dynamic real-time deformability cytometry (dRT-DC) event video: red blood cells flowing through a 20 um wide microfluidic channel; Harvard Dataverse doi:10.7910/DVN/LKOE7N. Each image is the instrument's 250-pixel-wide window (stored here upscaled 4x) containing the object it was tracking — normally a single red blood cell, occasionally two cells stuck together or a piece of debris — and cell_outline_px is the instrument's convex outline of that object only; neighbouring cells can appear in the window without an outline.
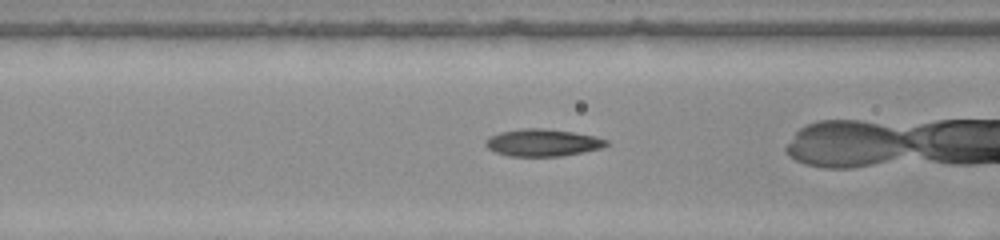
{"species": "common noctule bat (a hibernating species)", "species_latin": "Nyctalus noctula", "temperature_condition": "warm", "stored_images_in_passage": 36, "camera_frame_rate_fps": 3000, "um_per_image_px": 0.085, "animal": {"sex": "female", "body_mass_g": 22.0, "forearm_length_mm": 56.7}, "frame": {"image": 1, "passage_image": 16, "time_ms": 5.0, "image_size_px": [1000, 240], "cell_outline_px": [[608, 144], [600, 148], [560, 156], [508, 156], [496, 152], [488, 148], [484, 144], [484, 140], [488, 136], [500, 132], [520, 128], [544, 128], [572, 132], [596, 136], [608, 140]], "centroid_in_image_um": [46.07, 12.11], "position_along_channel_um": 120.5, "area_um2": 19.13}}
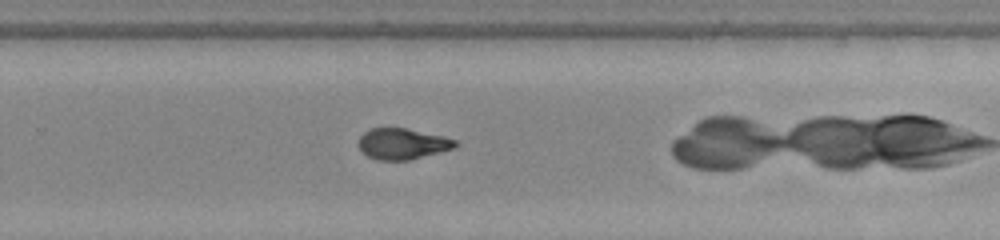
{"frame": {"image": 2, "passage_image": 29, "time_ms": 9.333, "image_size_px": [1000, 240], "cell_outline_px": [[460, 144], [456, 148], [408, 160], [376, 160], [368, 156], [360, 148], [360, 136], [364, 132], [372, 128], [408, 128], [444, 136], [456, 140]], "centroid_in_image_um": [34.27, 12.22], "position_along_channel_um": 295.5, "area_um2": 17.46}}
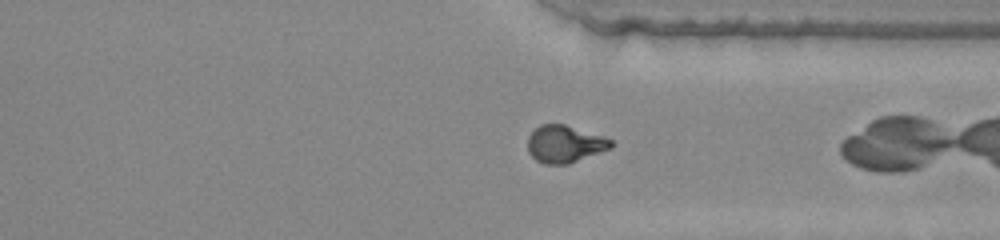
{"frame": {"image": 3, "passage_image": 34, "time_ms": 11.0, "image_size_px": [1000, 240], "cell_outline_px": [[612, 148], [568, 164], [544, 164], [536, 160], [528, 152], [528, 136], [540, 124], [564, 124], [612, 140]], "centroid_in_image_um": [47.97, 12.25], "position_along_channel_um": 363.4, "area_um2": 17.86}}